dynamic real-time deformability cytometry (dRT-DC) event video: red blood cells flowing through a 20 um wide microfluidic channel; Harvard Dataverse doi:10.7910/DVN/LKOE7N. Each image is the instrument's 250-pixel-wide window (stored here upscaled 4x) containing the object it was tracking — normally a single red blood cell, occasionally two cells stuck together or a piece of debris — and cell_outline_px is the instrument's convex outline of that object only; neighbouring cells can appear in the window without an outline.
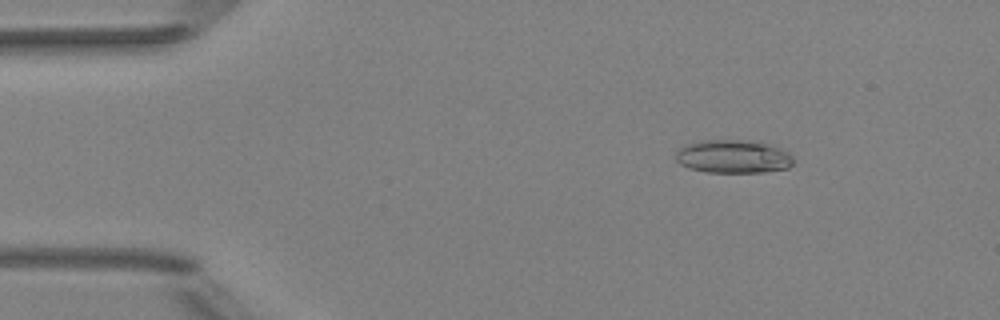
{"species": "Egyptian fruit bat (a non-hibernating species)", "species_latin": "Rousettus aegyptiacus", "temperature_condition": "room temperature", "stored_images_in_passage": 48, "camera_frame_rate_fps": 3000, "um_per_image_px": 0.085, "animal": {"sex": "female"}, "frame": {"image": 1, "passage_image": 4, "time_ms": 1.0, "image_size_px": [1000, 320], "cell_outline_px": [[792, 164], [788, 168], [764, 172], [704, 172], [688, 168], [680, 164], [676, 160], [676, 152], [684, 144], [700, 140], [764, 140], [788, 152], [792, 156]], "centroid_in_image_um": [62.33, 13.28], "position_along_channel_um": 22.7, "area_um2": 23.29}}
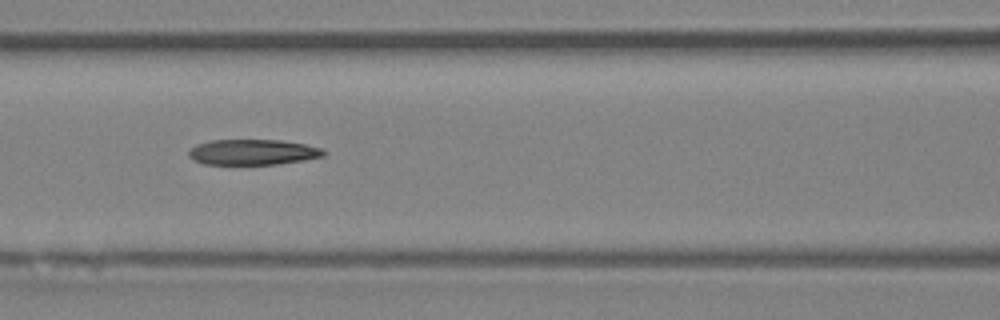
{"frame": {"image": 2, "passage_image": 19, "time_ms": 6.0, "image_size_px": [1000, 320], "cell_outline_px": [[324, 156], [304, 160], [276, 164], [204, 164], [192, 160], [188, 156], [188, 152], [196, 144], [208, 140], [280, 140], [304, 144], [320, 148], [324, 152]], "centroid_in_image_um": [21.43, 12.93], "position_along_channel_um": 145.2, "area_um2": 20.0}}
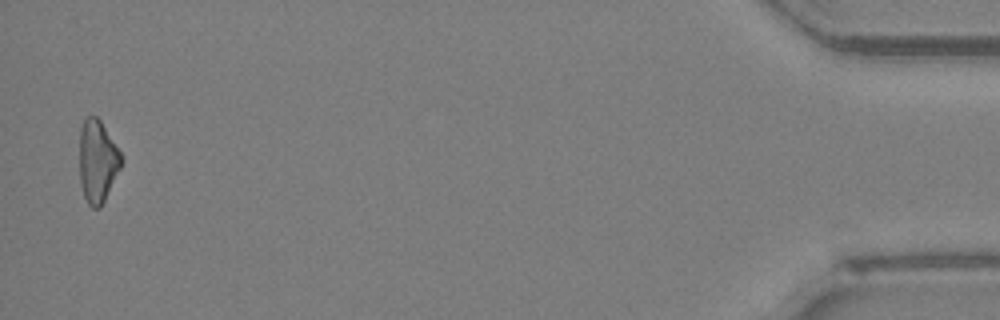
{"frame": {"image": 3, "passage_image": 47, "time_ms": 15.333, "image_size_px": [1000, 320], "cell_outline_px": [[124, 160], [100, 208], [92, 208], [88, 204], [84, 196], [80, 184], [80, 128], [84, 120], [88, 116], [96, 116], [100, 120], [124, 156]], "centroid_in_image_um": [8.3, 13.7], "position_along_channel_um": 426.9, "area_um2": 20.11}, "authors_computed_cell_mechanics": {"area_um2": 21.0103, "velocity_mm_per_s": 4.028, "shape_relaxation_time_tau1_ms": null, "shape_relaxation_time_tau2_ms": 3.4519, "deformation_change_tau1": null, "deformation_change_tau2": 0.1426}}